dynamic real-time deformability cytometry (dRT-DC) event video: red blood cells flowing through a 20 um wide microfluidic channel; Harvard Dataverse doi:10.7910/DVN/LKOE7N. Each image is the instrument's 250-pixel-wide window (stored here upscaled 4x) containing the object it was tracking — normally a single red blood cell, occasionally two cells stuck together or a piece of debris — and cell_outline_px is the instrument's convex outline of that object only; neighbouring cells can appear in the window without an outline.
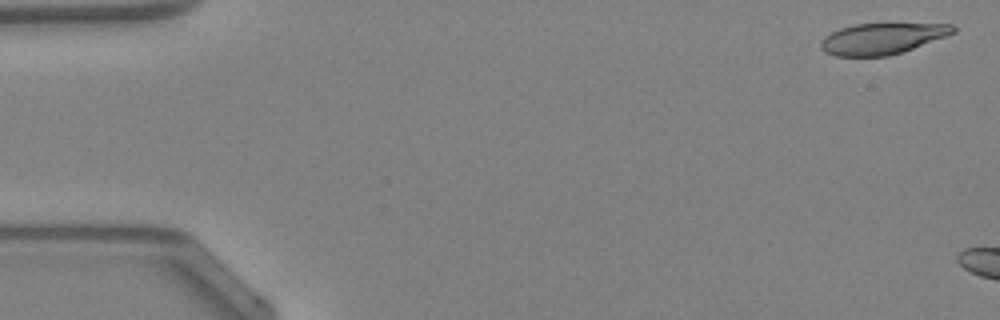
{"species": "Egyptian fruit bat (a non-hibernating species)", "species_latin": "Rousettus aegyptiacus", "temperature_condition": "warm", "stored_images_in_passage": 6, "camera_frame_rate_fps": 3000, "um_per_image_px": 0.085, "animal": {"sex": "female"}, "frame": {"image": 1, "passage_image": 2, "time_ms": 0.333, "image_size_px": [1000, 320], "cell_outline_px": [[956, 32], [912, 48], [888, 56], [836, 56], [824, 52], [820, 48], [820, 40], [824, 36], [840, 28], [856, 24], [952, 24], [956, 28]], "centroid_in_image_um": [74.92, 3.28], "position_along_channel_um": 10.1, "area_um2": 23.7}}